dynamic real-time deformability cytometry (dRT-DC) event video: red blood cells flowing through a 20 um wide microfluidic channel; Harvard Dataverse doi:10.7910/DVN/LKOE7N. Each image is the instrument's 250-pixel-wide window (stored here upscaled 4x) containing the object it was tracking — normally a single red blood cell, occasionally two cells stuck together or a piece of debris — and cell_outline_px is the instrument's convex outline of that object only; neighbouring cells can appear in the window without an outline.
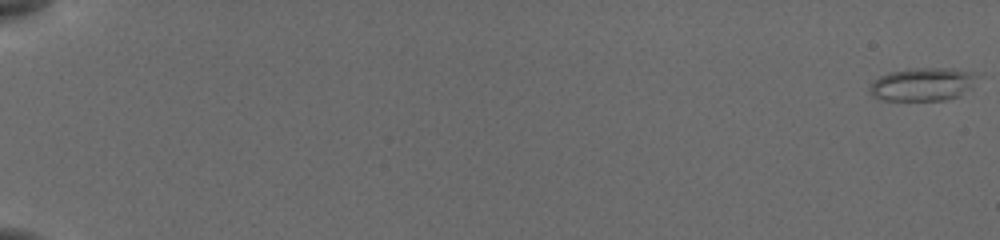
{"species": "common noctule bat (a hibernating species)", "species_latin": "Nyctalus noctula", "temperature_condition": "cold", "stored_images_in_passage": 18, "camera_frame_rate_fps": 3000, "um_per_image_px": 0.085, "animal": {"sex": "female", "body_mass_g": 19.5, "forearm_length_mm": 54.1}, "frame": {"image": 1, "passage_image": 1, "time_ms": 0.0, "image_size_px": [1000, 240], "cell_outline_px": [[980, 76], [960, 96], [944, 100], [880, 100], [872, 96], [868, 92], [868, 88], [872, 80], [888, 72], [916, 68], [952, 68], [976, 72]], "centroid_in_image_um": [78.39, 7.16], "position_along_channel_um": 6.6, "area_um2": 21.04}}
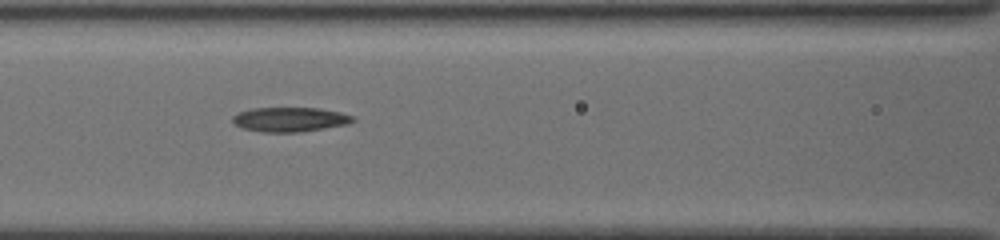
{"frame": {"image": 2, "passage_image": 15, "time_ms": 9.0, "image_size_px": [1000, 240], "cell_outline_px": [[356, 120], [348, 124], [300, 132], [264, 132], [244, 128], [236, 124], [232, 120], [232, 116], [240, 112], [252, 108], [320, 108], [340, 112], [356, 116]], "centroid_in_image_um": [24.7, 10.15], "position_along_channel_um": 141.9, "area_um2": 17.11}}
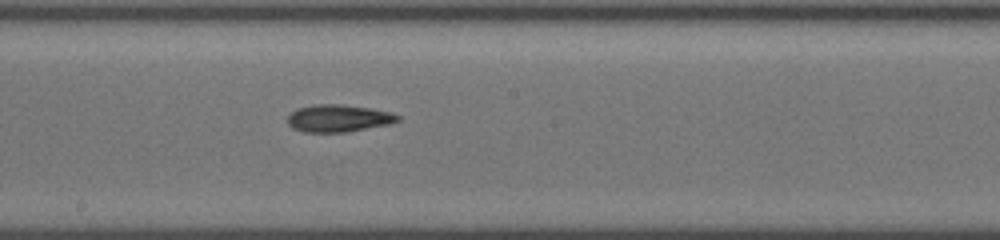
{"frame": {"image": 3, "passage_image": 18, "time_ms": 11.0, "image_size_px": [1000, 240], "cell_outline_px": [[400, 120], [392, 124], [348, 132], [304, 132], [292, 128], [288, 124], [288, 116], [296, 108], [316, 104], [340, 104], [372, 108], [392, 112], [400, 116]], "centroid_in_image_um": [28.81, 10.05], "position_along_channel_um": 219.4, "area_um2": 17.8}}